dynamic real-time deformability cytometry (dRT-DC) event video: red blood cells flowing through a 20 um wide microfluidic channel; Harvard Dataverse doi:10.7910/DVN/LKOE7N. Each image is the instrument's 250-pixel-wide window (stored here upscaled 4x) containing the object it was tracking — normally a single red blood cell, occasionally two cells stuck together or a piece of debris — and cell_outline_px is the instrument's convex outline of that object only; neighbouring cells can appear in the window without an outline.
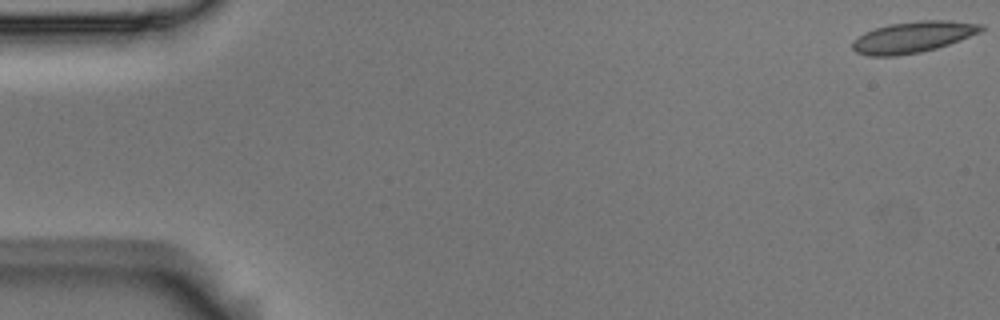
{"species": "Egyptian fruit bat (a non-hibernating species)", "species_latin": "Rousettus aegyptiacus", "temperature_condition": "room temperature", "stored_images_in_passage": 11, "camera_frame_rate_fps": 3000, "um_per_image_px": 0.085, "animal": {"sex": "male"}, "frame": {"image": 1, "passage_image": 1, "time_ms": 0.0, "image_size_px": [1000, 320], "cell_outline_px": [[984, 28], [980, 32], [960, 40], [936, 48], [920, 52], [896, 56], [868, 56], [856, 52], [852, 48], [852, 40], [864, 32], [876, 28], [892, 24], [920, 20], [948, 20], [984, 24]], "centroid_in_image_um": [77.59, 3.15], "position_along_channel_um": 7.4, "area_um2": 23.35}}